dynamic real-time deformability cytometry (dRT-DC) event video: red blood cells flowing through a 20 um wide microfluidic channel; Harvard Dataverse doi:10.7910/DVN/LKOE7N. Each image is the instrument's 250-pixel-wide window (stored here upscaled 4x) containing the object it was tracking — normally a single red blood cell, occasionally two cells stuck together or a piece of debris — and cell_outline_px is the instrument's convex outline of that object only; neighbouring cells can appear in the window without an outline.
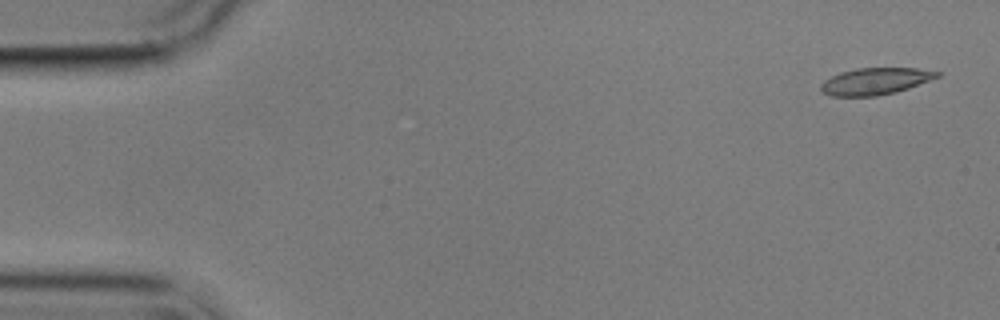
{"species": "common noctule bat (a hibernating species)", "species_latin": "Nyctalus noctula", "temperature_condition": "cold", "stored_images_in_passage": 5, "camera_frame_rate_fps": 3000, "um_per_image_px": 0.085, "animal": {"sex": "male", "body_mass_g": 17.9}, "frame": {"image": 1, "passage_image": 1, "time_ms": 0.0, "image_size_px": [1000, 320], "cell_outline_px": [[940, 76], [908, 88], [896, 92], [876, 96], [832, 96], [824, 92], [820, 88], [820, 84], [824, 80], [840, 72], [856, 68], [916, 68], [940, 72]], "centroid_in_image_um": [74.38, 6.9], "position_along_channel_um": 10.6, "area_um2": 18.03}}
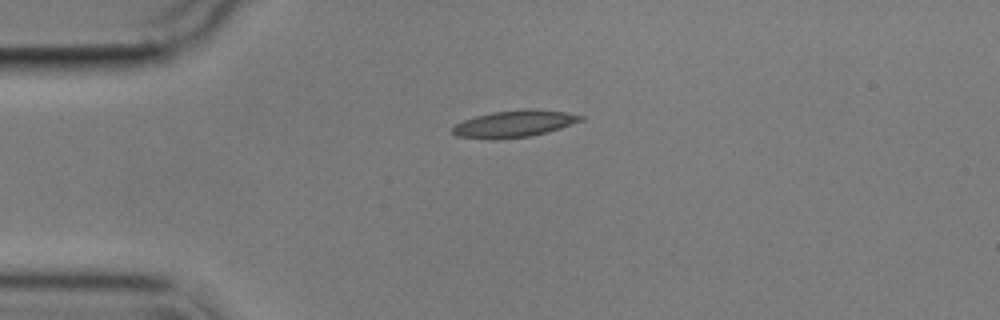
{"frame": {"image": 2, "passage_image": 4, "time_ms": 3.667, "image_size_px": [1000, 320], "cell_outline_px": [[584, 120], [548, 132], [532, 136], [496, 140], [492, 140], [456, 136], [452, 132], [452, 128], [456, 124], [464, 120], [476, 116], [492, 112], [524, 108], [528, 108], [564, 112], [584, 116]], "centroid_in_image_um": [43.7, 10.53], "position_along_channel_um": 41.3, "area_um2": 20.23}}